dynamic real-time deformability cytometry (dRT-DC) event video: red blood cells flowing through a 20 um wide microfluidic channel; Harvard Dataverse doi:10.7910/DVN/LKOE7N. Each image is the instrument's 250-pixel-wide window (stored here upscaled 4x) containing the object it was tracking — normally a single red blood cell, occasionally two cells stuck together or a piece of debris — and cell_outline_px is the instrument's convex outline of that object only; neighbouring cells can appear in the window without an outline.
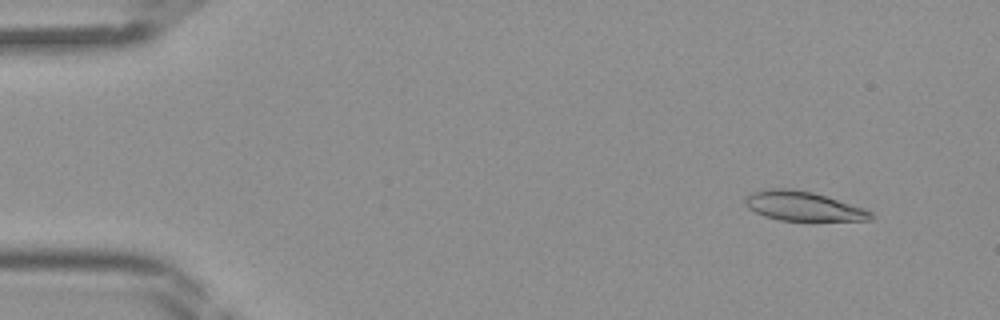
{"species": "Egyptian fruit bat (a non-hibernating species)", "species_latin": "Rousettus aegyptiacus", "temperature_condition": "room temperature", "stored_images_in_passage": 42, "camera_frame_rate_fps": 3000, "um_per_image_px": 0.085, "frame": {"image": 1, "passage_image": 3, "time_ms": 0.667, "image_size_px": [1000, 320], "cell_outline_px": [[876, 216], [872, 220], [780, 220], [764, 216], [748, 208], [744, 204], [744, 200], [752, 192], [764, 188], [788, 188], [812, 192], [864, 208], [872, 212]], "centroid_in_image_um": [68.25, 17.51], "position_along_channel_um": 16.8, "area_um2": 21.39}}
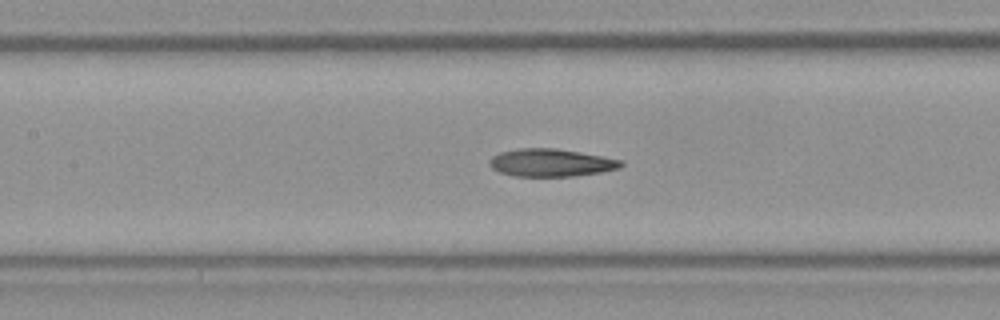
{"frame": {"image": 2, "passage_image": 19, "time_ms": 6.0, "image_size_px": [1000, 320], "cell_outline_px": [[624, 164], [620, 168], [600, 172], [572, 176], [516, 176], [500, 172], [492, 168], [488, 164], [488, 160], [492, 156], [500, 152], [516, 148], [556, 148], [580, 152], [624, 160]], "centroid_in_image_um": [46.82, 13.82], "position_along_channel_um": 160.6, "area_um2": 21.33}}
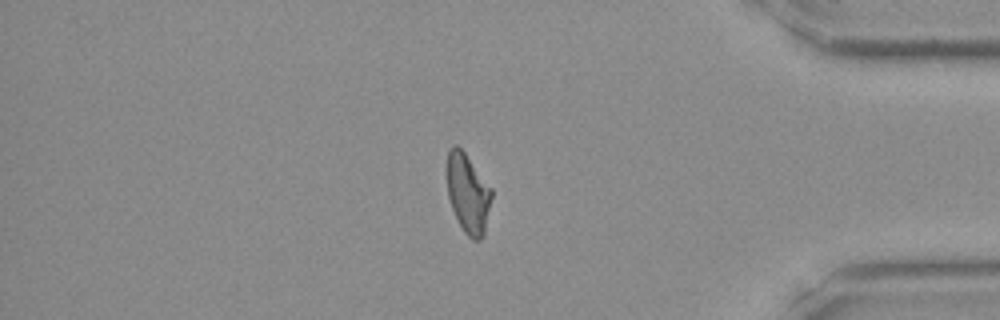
{"frame": {"image": 3, "passage_image": 36, "time_ms": 11.667, "image_size_px": [1000, 320], "cell_outline_px": [[492, 196], [484, 232], [480, 240], [472, 240], [464, 232], [452, 208], [448, 196], [444, 168], [448, 152], [452, 144], [456, 144], [464, 152], [492, 188]], "centroid_in_image_um": [39.73, 16.38], "position_along_channel_um": 395.5, "area_um2": 20.87}}